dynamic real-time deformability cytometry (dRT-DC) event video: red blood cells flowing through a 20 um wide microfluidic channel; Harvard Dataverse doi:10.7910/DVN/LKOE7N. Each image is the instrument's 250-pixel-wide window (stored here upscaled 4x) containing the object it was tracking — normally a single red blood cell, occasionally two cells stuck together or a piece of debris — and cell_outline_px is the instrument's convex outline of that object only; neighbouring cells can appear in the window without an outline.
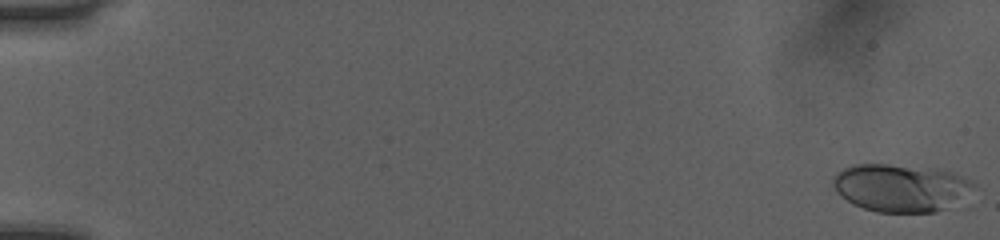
{"species": "human", "species_latin": "Homo sapiens", "temperature_condition": "room temperature", "stored_images_in_passage": 52, "camera_frame_rate_fps": 3000, "um_per_image_px": 0.085, "donor": {"sex": "female"}, "frame": {"image": 1, "passage_image": 1, "time_ms": 0.0, "image_size_px": [1000, 240], "cell_outline_px": [[976, 184], [944, 208], [936, 212], [876, 212], [852, 204], [836, 192], [832, 184], [832, 176], [836, 172], [852, 164], [888, 164], [936, 168], [952, 172], [964, 176]], "centroid_in_image_um": [76.45, 15.93], "position_along_channel_um": 8.6, "area_um2": 38.73}}
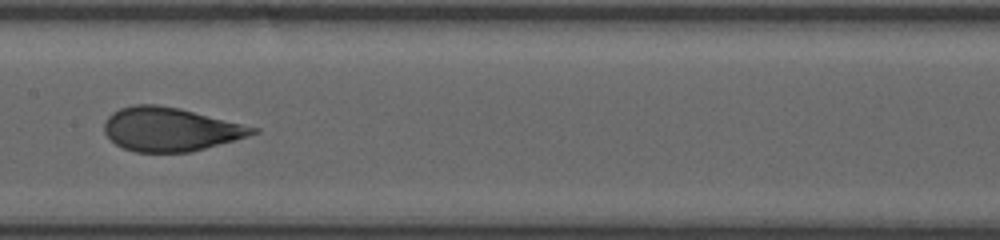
{"frame": {"image": 2, "passage_image": 28, "time_ms": 9.0, "image_size_px": [1000, 240], "cell_outline_px": [[260, 132], [192, 152], [136, 152], [124, 148], [116, 144], [104, 132], [104, 120], [112, 112], [120, 108], [136, 104], [156, 104], [180, 108], [260, 128]], "centroid_in_image_um": [14.47, 10.98], "position_along_channel_um": 192.9, "area_um2": 37.74}}
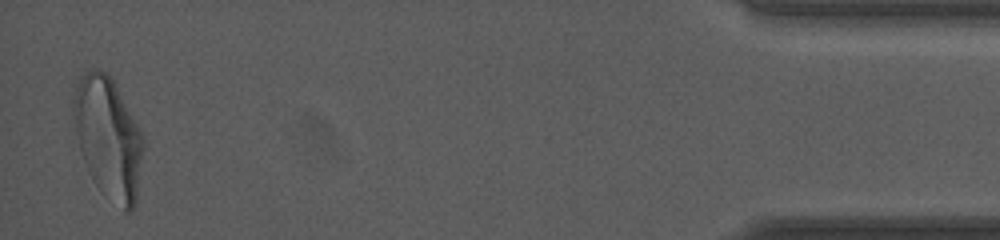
{"frame": {"image": 3, "passage_image": 51, "time_ms": 16.667, "image_size_px": [1000, 240], "cell_outline_px": [[144, 148], [136, 204], [128, 212], [124, 212], [92, 176], [80, 152], [72, 112], [72, 100], [80, 76], [92, 68], [96, 68], [104, 72], [112, 80], [144, 136]], "centroid_in_image_um": [9.21, 11.68], "position_along_channel_um": 426.0, "area_um2": 48.32}, "authors_computed_cell_mechanics": {"area_um2": 37.5411, "velocity_mm_per_s": 4.0455, "shape_relaxation_time_tau1_ms": 5.007, "shape_relaxation_time_tau2_ms": null, "deformation_change_tau1": 0.1719, "deformation_change_tau2": null}}